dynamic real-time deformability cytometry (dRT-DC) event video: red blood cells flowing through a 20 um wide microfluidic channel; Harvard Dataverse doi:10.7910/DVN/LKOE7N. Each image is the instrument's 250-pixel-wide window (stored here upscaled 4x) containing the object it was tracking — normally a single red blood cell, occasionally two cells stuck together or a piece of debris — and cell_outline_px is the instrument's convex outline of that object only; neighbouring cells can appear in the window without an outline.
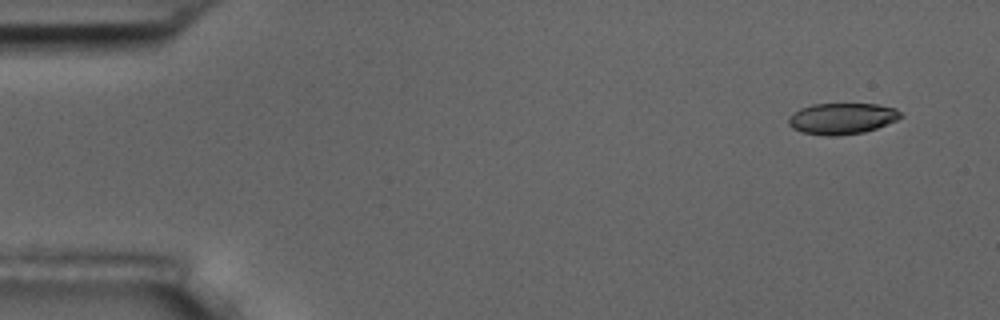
{"species": "common noctule bat (a hibernating species)", "species_latin": "Nyctalus noctula", "temperature_condition": "room temperature", "stored_images_in_passage": 6, "camera_frame_rate_fps": 3000, "um_per_image_px": 0.085, "animal": {"sex": "male", "body_mass_g": 17.5, "forearm_length_mm": 52.3}, "frame": {"image": 1, "passage_image": 1, "time_ms": 0.0, "image_size_px": [1000, 320], "cell_outline_px": [[904, 116], [896, 120], [876, 128], [864, 132], [836, 136], [828, 136], [800, 132], [792, 128], [788, 124], [788, 116], [792, 112], [800, 108], [812, 104], [876, 104], [896, 108]], "centroid_in_image_um": [71.53, 10.07], "position_along_channel_um": 13.5, "area_um2": 20.52}}